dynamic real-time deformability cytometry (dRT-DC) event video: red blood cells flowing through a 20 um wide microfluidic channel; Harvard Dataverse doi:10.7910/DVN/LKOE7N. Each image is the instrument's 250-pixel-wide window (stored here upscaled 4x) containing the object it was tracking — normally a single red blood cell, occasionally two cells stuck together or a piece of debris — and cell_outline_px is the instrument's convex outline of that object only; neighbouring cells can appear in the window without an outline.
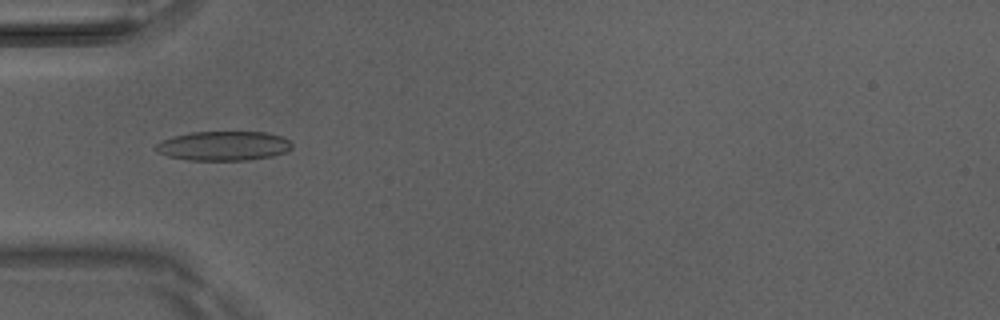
{"species": "Egyptian fruit bat (a non-hibernating species)", "species_latin": "Rousettus aegyptiacus", "temperature_condition": "room temperature", "stored_images_in_passage": 50, "camera_frame_rate_fps": 3000, "um_per_image_px": 0.085, "animal": {"sex": "male"}, "frame": {"image": 1, "passage_image": 16, "time_ms": 5.0, "image_size_px": [1000, 320], "cell_outline_px": [[292, 148], [288, 152], [272, 156], [248, 160], [188, 160], [168, 156], [156, 152], [152, 148], [160, 140], [172, 136], [192, 132], [268, 132], [280, 136], [288, 140], [292, 144]], "centroid_in_image_um": [18.97, 12.4], "position_along_channel_um": 66.0, "area_um2": 23.58}}
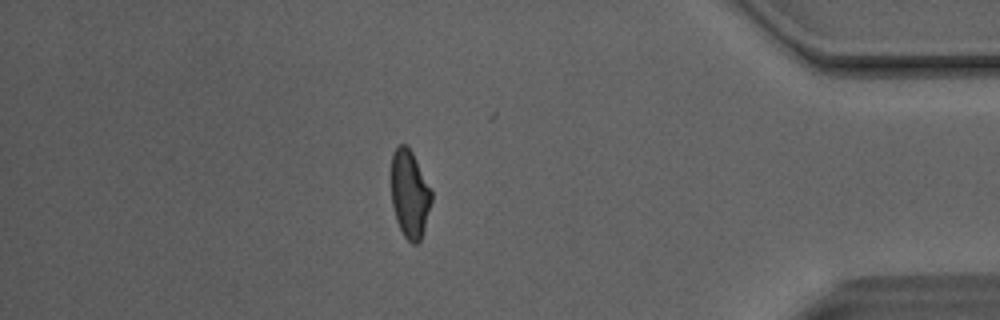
{"frame": {"image": 2, "passage_image": 43, "time_ms": 14.0, "image_size_px": [1000, 320], "cell_outline_px": [[432, 200], [424, 228], [420, 240], [416, 244], [412, 244], [404, 236], [396, 220], [392, 204], [392, 152], [400, 144], [404, 144], [412, 152], [432, 188]], "centroid_in_image_um": [34.84, 16.48], "position_along_channel_um": 400.4, "area_um2": 20.52}}
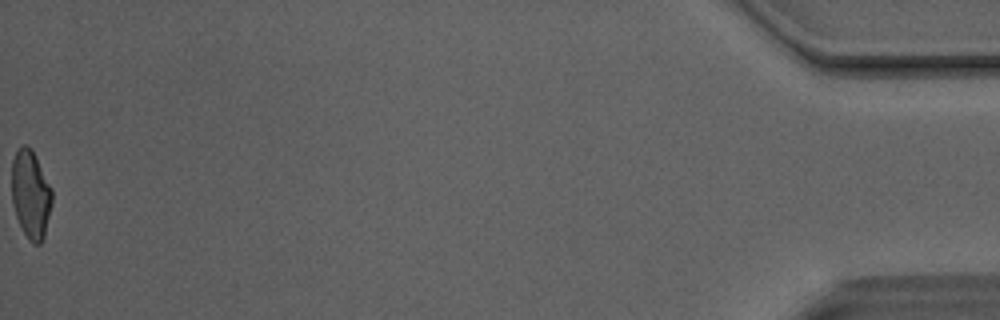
{"frame": {"image": 3, "passage_image": 50, "time_ms": 16.333, "image_size_px": [1000, 320], "cell_outline_px": [[52, 204], [44, 236], [40, 244], [32, 244], [28, 240], [16, 216], [12, 204], [12, 160], [16, 152], [24, 144], [28, 144], [36, 156], [52, 188]], "centroid_in_image_um": [2.62, 16.52], "position_along_channel_um": 432.6, "area_um2": 20.81}, "authors_computed_cell_mechanics": {"area_um2": 21.6461, "velocity_mm_per_s": 4.1444, "shape_relaxation_time_tau1_ms": 6.1719, "shape_relaxation_time_tau2_ms": 1.7104, "deformation_change_tau1": 0.1977, "deformation_change_tau2": 0.079}}